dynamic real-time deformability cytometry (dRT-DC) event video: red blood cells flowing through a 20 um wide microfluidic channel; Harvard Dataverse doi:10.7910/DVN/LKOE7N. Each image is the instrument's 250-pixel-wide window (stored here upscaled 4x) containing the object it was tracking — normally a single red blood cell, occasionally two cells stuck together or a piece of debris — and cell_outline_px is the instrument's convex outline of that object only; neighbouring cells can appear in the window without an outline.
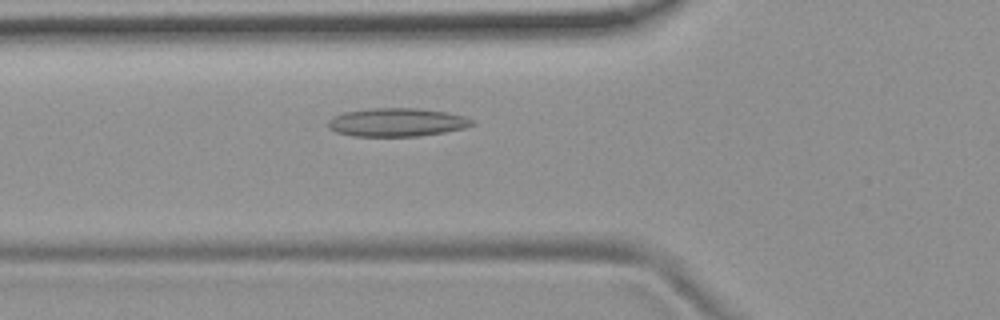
{"species": "common noctule bat (a hibernating species)", "species_latin": "Nyctalus noctula", "temperature_condition": "room temperature", "stored_images_in_passage": 52, "camera_frame_rate_fps": 3000, "um_per_image_px": 0.085, "animal": {"sex": "female", "body_mass_g": 19.9}, "frame": {"image": 1, "passage_image": 17, "time_ms": 5.333, "image_size_px": [1000, 320], "cell_outline_px": [[476, 124], [464, 128], [444, 132], [416, 136], [352, 136], [336, 132], [328, 128], [328, 120], [332, 116], [344, 112], [372, 108], [416, 108], [448, 112], [464, 116], [472, 120]], "centroid_in_image_um": [33.71, 10.39], "position_along_channel_um": 92.1, "area_um2": 23.87}}
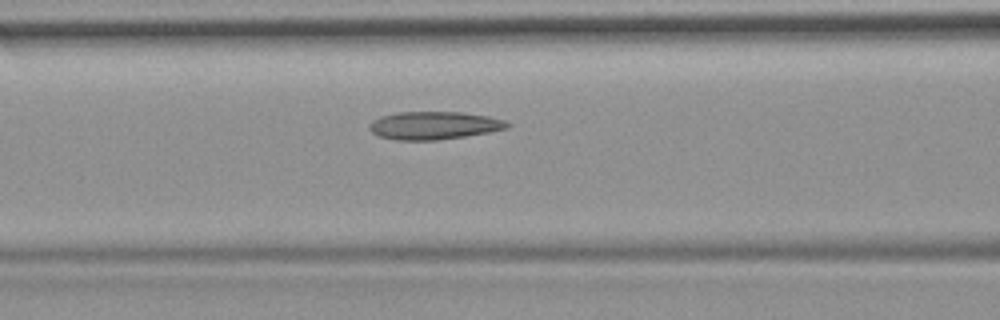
{"frame": {"image": 2, "passage_image": 20, "time_ms": 6.333, "image_size_px": [1000, 320], "cell_outline_px": [[512, 124], [508, 128], [488, 132], [464, 136], [436, 140], [396, 140], [380, 136], [372, 132], [368, 128], [368, 124], [372, 120], [380, 116], [396, 112], [460, 112], [488, 116], [504, 120]], "centroid_in_image_um": [36.86, 10.66], "position_along_channel_um": 129.7, "area_um2": 22.43}}
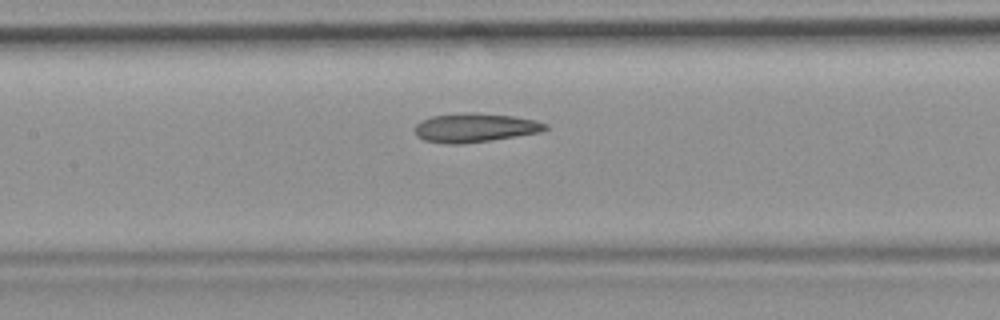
{"frame": {"image": 3, "passage_image": 23, "time_ms": 7.333, "image_size_px": [1000, 320], "cell_outline_px": [[548, 128], [544, 132], [492, 140], [460, 144], [448, 144], [424, 140], [416, 136], [416, 124], [432, 116], [512, 116], [536, 120], [548, 124]], "centroid_in_image_um": [40.45, 10.93], "position_along_channel_um": 167.0, "area_um2": 20.81}, "authors_computed_cell_mechanics": {"area_um2": 22.7443, "velocity_mm_per_s": 3.7286, "shape_relaxation_time_tau1_ms": null, "shape_relaxation_time_tau2_ms": 2.0424, "deformation_change_tau1": null, "deformation_change_tau2": 0.0914}}